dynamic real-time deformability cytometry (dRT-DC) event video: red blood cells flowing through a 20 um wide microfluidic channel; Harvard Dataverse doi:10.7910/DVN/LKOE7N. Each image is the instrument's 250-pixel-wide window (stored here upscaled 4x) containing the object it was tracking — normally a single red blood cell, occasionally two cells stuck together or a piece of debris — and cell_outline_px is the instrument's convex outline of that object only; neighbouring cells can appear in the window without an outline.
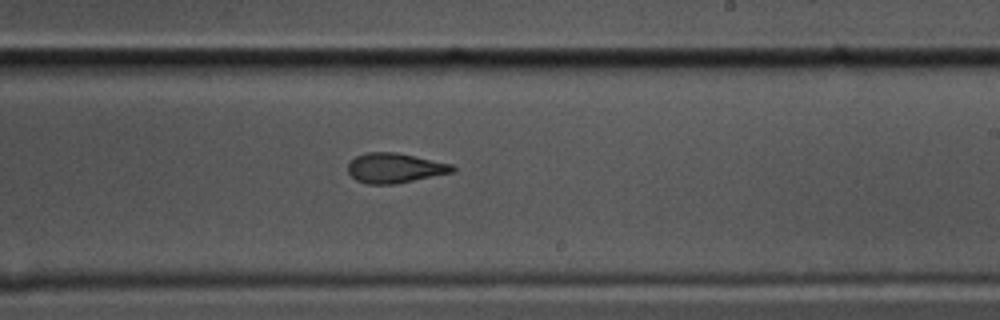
{"species": "common noctule bat (a hibernating species)", "species_latin": "Nyctalus noctula", "temperature_condition": "cold", "stored_images_in_passage": 35, "camera_frame_rate_fps": 3000, "um_per_image_px": 0.085, "animal": {"sex": "male", "body_mass_g": 17.5, "forearm_length_mm": 52.3}, "frame": {"image": 1, "passage_image": 22, "time_ms": 7.0, "image_size_px": [1000, 320], "cell_outline_px": [[456, 172], [396, 184], [368, 184], [356, 180], [348, 172], [348, 164], [356, 156], [368, 152], [396, 152], [452, 164], [456, 168]], "centroid_in_image_um": [33.59, 14.29], "position_along_channel_um": 255.4, "area_um2": 18.26}}
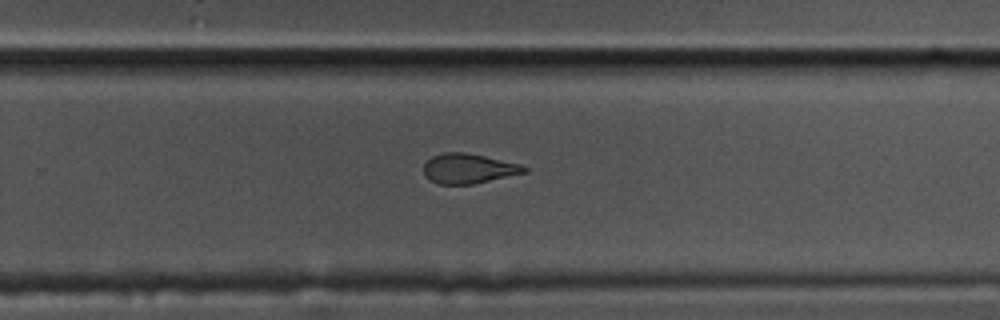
{"frame": {"image": 2, "passage_image": 25, "time_ms": 8.0, "image_size_px": [1000, 320], "cell_outline_px": [[528, 172], [472, 184], [436, 184], [424, 176], [424, 164], [432, 156], [444, 152], [464, 152], [484, 156], [520, 164], [528, 168]], "centroid_in_image_um": [39.8, 14.33], "position_along_channel_um": 290.0, "area_um2": 17.46}}
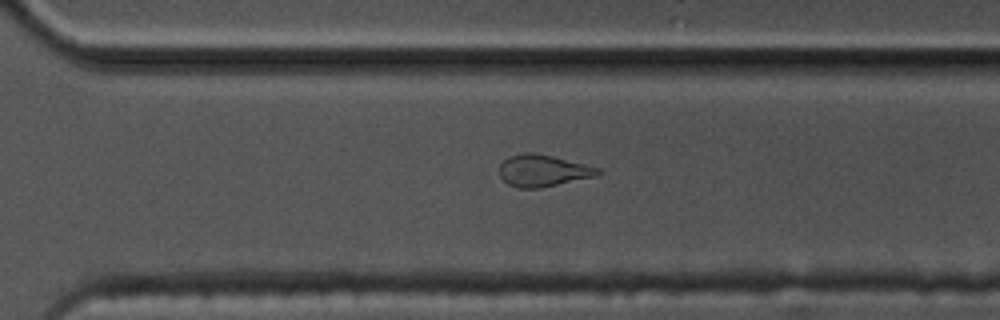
{"frame": {"image": 3, "passage_image": 28, "time_ms": 9.0, "image_size_px": [1000, 320], "cell_outline_px": [[604, 172], [596, 176], [540, 188], [520, 188], [508, 184], [500, 176], [500, 164], [508, 156], [524, 152], [532, 152], [552, 156], [600, 168]], "centroid_in_image_um": [46.16, 14.5], "position_along_channel_um": 324.4, "area_um2": 18.21}}